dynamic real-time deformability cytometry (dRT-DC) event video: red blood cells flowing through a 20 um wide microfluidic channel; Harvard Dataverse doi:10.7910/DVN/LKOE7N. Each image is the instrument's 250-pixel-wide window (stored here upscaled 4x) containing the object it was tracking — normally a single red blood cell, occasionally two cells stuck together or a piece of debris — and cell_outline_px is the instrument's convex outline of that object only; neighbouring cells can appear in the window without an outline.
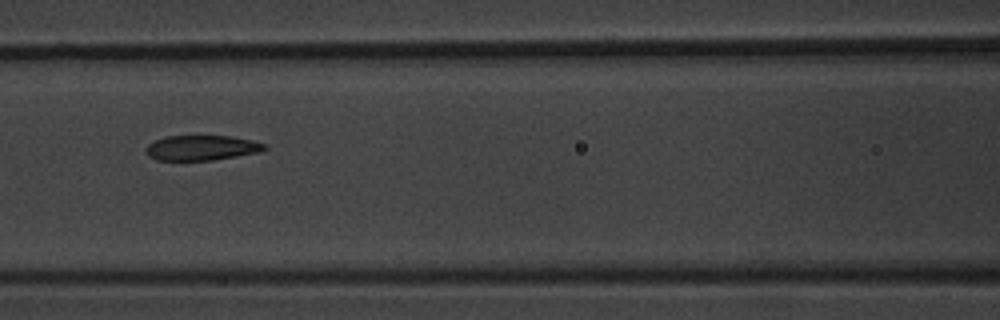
{"species": "common noctule bat (a hibernating species)", "species_latin": "Nyctalus noctula", "temperature_condition": "warm", "stored_images_in_passage": 8, "camera_frame_rate_fps": 3000, "um_per_image_px": 0.085, "animal": {"sex": "male", "body_mass_g": 20.1, "forearm_length_mm": 53.5}, "frame": {"image": 1, "passage_image": 8, "time_ms": 8.0, "image_size_px": [1000, 320], "cell_outline_px": [[268, 148], [260, 152], [212, 160], [156, 160], [148, 156], [144, 152], [144, 148], [148, 144], [156, 140], [168, 136], [232, 136], [252, 140], [268, 144]], "centroid_in_image_um": [17.15, 12.56], "position_along_channel_um": 149.5, "area_um2": 17.46}}